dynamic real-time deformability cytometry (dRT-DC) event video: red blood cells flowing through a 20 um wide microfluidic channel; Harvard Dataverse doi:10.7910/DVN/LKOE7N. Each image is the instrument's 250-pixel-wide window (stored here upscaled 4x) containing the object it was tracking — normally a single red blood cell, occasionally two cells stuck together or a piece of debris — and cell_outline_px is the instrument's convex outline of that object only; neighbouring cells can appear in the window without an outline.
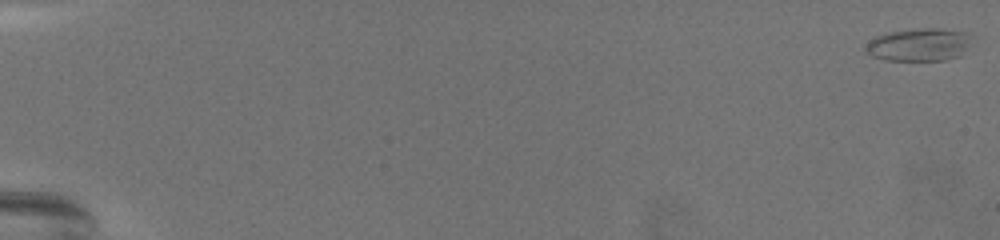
{"species": "common noctule bat (a hibernating species)", "species_latin": "Nyctalus noctula", "temperature_condition": "warm", "stored_images_in_passage": 73, "camera_frame_rate_fps": 3000, "um_per_image_px": 0.085, "animal": {"sex": "female", "body_mass_g": 19.5, "forearm_length_mm": 54.1}, "frame": {"image": 1, "passage_image": 1, "time_ms": 0.0, "image_size_px": [1000, 240], "cell_outline_px": [[976, 36], [960, 56], [944, 60], [884, 60], [872, 56], [864, 48], [876, 36], [884, 32], [920, 28], [940, 28], [968, 32]], "centroid_in_image_um": [78.19, 3.78], "position_along_channel_um": 6.8, "area_um2": 20.58}}
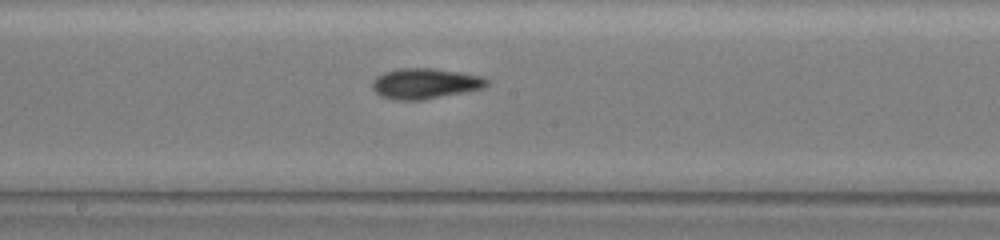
{"frame": {"image": 2, "passage_image": 43, "time_ms": 14.0, "image_size_px": [1000, 240], "cell_outline_px": [[488, 84], [484, 88], [464, 92], [420, 100], [396, 100], [380, 96], [372, 88], [372, 80], [376, 76], [384, 72], [400, 68], [432, 68], [460, 72], [484, 76], [488, 80]], "centroid_in_image_um": [36.12, 7.09], "position_along_channel_um": 212.1, "area_um2": 20.4}}
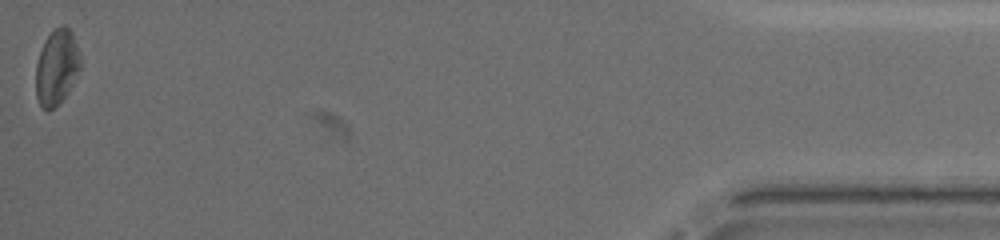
{"frame": {"image": 3, "passage_image": 73, "time_ms": 24.0, "image_size_px": [1000, 240], "cell_outline_px": [[80, 68], [68, 92], [48, 112], [40, 104], [36, 96], [36, 64], [44, 40], [60, 24], [64, 24], [72, 32], [80, 52]], "centroid_in_image_um": [4.82, 5.67], "position_along_channel_um": 430.4, "area_um2": 19.36}, "authors_computed_cell_mechanics": {"area_um2": 19.5942, "velocity_mm_per_s": 3.0128, "shape_relaxation_time_tau1_ms": 8.838, "shape_relaxation_time_tau2_ms": 3.5696, "deformation_change_tau1": 0.1897, "deformation_change_tau2": 0.1119}}